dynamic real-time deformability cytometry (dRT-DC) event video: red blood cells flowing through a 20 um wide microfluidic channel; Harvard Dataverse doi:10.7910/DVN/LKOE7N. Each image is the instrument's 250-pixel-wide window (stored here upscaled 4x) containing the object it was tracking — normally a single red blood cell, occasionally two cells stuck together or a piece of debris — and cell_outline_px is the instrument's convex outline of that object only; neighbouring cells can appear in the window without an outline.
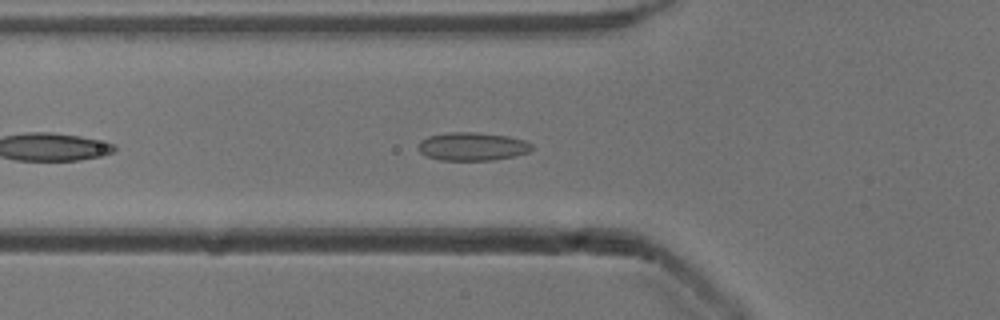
{"species": "common noctule bat (a hibernating species)", "species_latin": "Nyctalus noctula", "temperature_condition": "cold", "stored_images_in_passage": 10, "camera_frame_rate_fps": 3000, "um_per_image_px": 0.085, "animal": {"sex": "male", "body_mass_g": 13.3}, "frame": {"image": 1, "passage_image": 6, "time_ms": 1.667, "image_size_px": [1000, 320], "cell_outline_px": [[532, 148], [528, 152], [516, 156], [492, 160], [440, 160], [428, 156], [420, 152], [416, 148], [420, 140], [428, 136], [448, 132], [476, 132], [508, 136], [524, 140], [532, 144]], "centroid_in_image_um": [40.13, 12.44], "position_along_channel_um": 85.7, "area_um2": 18.79}}